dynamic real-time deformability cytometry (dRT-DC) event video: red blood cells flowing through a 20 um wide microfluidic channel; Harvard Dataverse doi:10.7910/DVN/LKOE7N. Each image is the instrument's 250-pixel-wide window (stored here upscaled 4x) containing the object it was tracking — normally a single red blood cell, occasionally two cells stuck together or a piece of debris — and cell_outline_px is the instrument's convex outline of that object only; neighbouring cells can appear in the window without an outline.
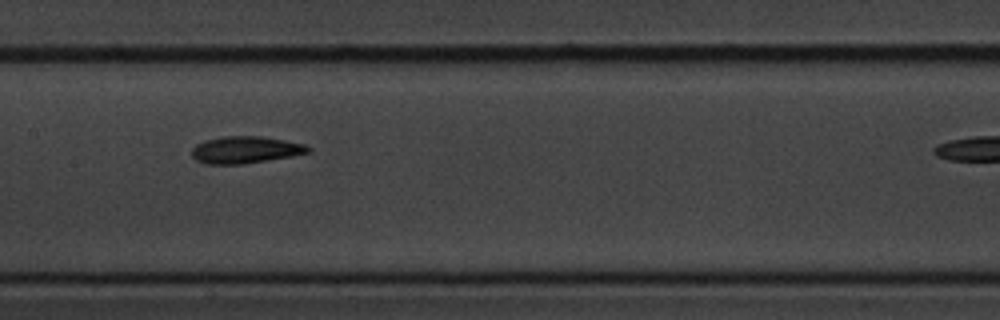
{"species": "common noctule bat (a hibernating species)", "species_latin": "Nyctalus noctula", "temperature_condition": "cold", "stored_images_in_passage": 15, "camera_frame_rate_fps": 3000, "um_per_image_px": 0.085, "animal": {"sex": "male", "body_mass_g": 20.1, "forearm_length_mm": 53.5}, "frame": {"image": 1, "passage_image": 7, "time_ms": 7.0, "image_size_px": [1000, 320], "cell_outline_px": [[312, 152], [292, 156], [240, 164], [204, 164], [196, 160], [192, 156], [192, 148], [196, 144], [204, 140], [224, 136], [260, 136], [284, 140], [304, 144], [312, 148]], "centroid_in_image_um": [20.85, 12.73], "position_along_channel_um": 186.5, "area_um2": 18.32}}
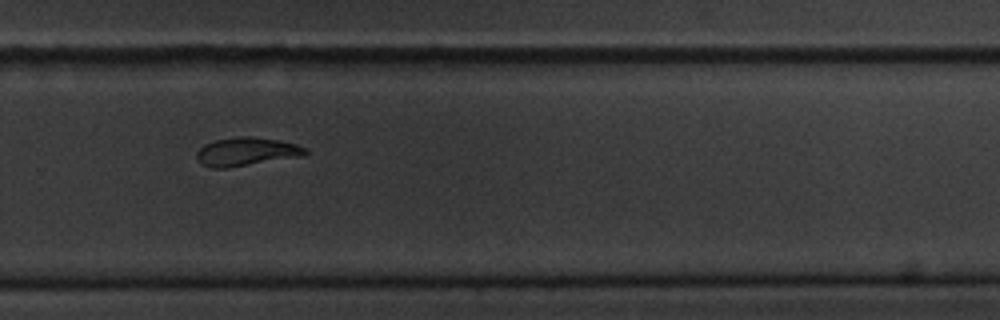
{"frame": {"image": 2, "passage_image": 11, "time_ms": 12.333, "image_size_px": [1000, 320], "cell_outline_px": [[308, 152], [304, 156], [228, 168], [212, 168], [204, 164], [196, 156], [196, 152], [204, 144], [216, 140], [244, 136], [252, 136], [276, 140], [296, 144], [308, 148]], "centroid_in_image_um": [20.99, 12.9], "position_along_channel_um": 308.8, "area_um2": 17.92}}
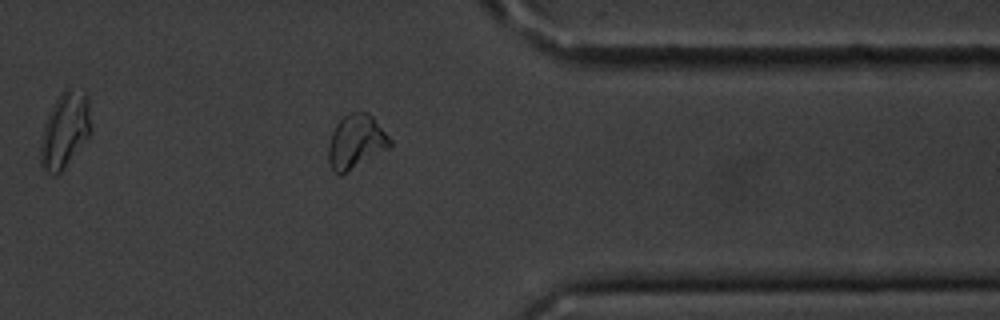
{"frame": {"image": 3, "passage_image": 13, "time_ms": 14.667, "image_size_px": [1000, 320], "cell_outline_px": [[392, 144], [388, 148], [340, 176], [332, 168], [328, 160], [328, 144], [332, 132], [336, 124], [348, 112], [368, 112], [372, 116], [392, 140]], "centroid_in_image_um": [30.25, 12.03], "position_along_channel_um": 381.2, "area_um2": 19.19}, "authors_computed_cell_mechanics": {"area_um2": 18.3226, "velocity_mm_per_s": 3.4914, "shape_relaxation_time_tau1_ms": 2.3792, "shape_relaxation_time_tau2_ms": null, "deformation_change_tau1": 0.0848, "deformation_change_tau2": null}}